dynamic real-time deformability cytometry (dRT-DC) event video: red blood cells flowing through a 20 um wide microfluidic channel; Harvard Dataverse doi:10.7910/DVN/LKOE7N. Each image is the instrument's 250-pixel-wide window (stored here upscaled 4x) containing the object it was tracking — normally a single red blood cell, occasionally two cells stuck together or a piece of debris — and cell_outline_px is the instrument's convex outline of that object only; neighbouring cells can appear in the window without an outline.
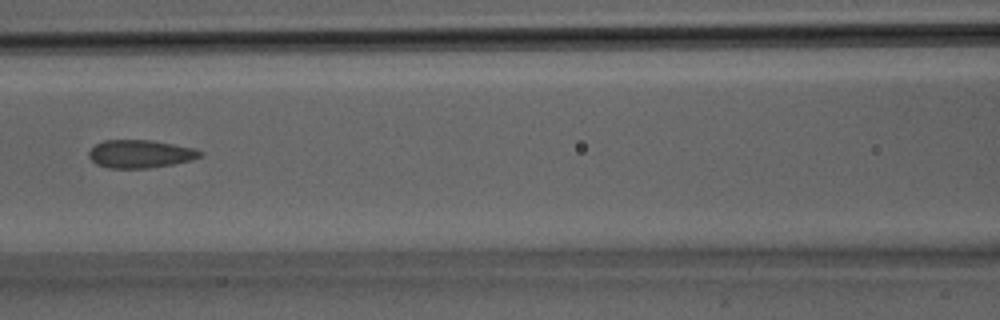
{"species": "Egyptian fruit bat (a non-hibernating species)", "species_latin": "Rousettus aegyptiacus", "temperature_condition": "room temperature", "stored_images_in_passage": 9, "camera_frame_rate_fps": 3000, "um_per_image_px": 0.085, "animal": {"sex": "male"}, "frame": {"image": 1, "passage_image": 6, "time_ms": 1.667, "image_size_px": [1000, 320], "cell_outline_px": [[204, 156], [192, 160], [172, 164], [148, 168], [108, 168], [96, 164], [88, 156], [88, 152], [96, 144], [104, 140], [152, 140], [196, 148], [204, 152]], "centroid_in_image_um": [11.96, 13.08], "position_along_channel_um": 154.6, "area_um2": 18.32}}
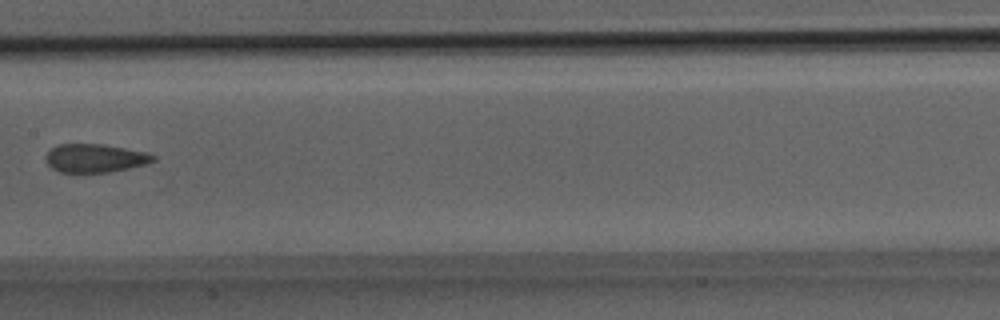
{"frame": {"image": 2, "passage_image": 8, "time_ms": 2.333, "image_size_px": [1000, 320], "cell_outline_px": [[156, 160], [144, 164], [128, 168], [108, 172], [60, 172], [52, 168], [48, 164], [48, 152], [56, 144], [104, 144], [144, 152], [156, 156]], "centroid_in_image_um": [8.08, 13.44], "position_along_channel_um": 199.3, "area_um2": 17.46}}